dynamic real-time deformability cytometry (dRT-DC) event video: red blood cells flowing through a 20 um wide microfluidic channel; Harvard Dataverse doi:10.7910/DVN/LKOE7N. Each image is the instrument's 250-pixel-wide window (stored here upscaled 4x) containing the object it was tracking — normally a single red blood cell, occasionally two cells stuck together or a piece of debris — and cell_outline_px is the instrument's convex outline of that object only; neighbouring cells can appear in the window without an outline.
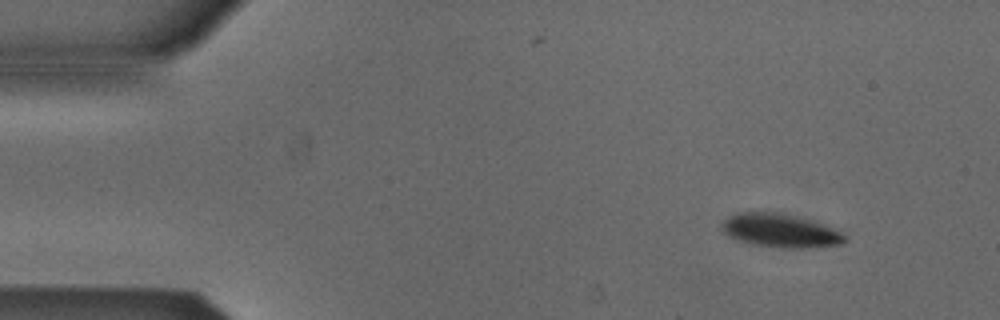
{"species": "Egyptian fruit bat (a non-hibernating species)", "species_latin": "Rousettus aegyptiacus", "temperature_condition": "cold", "stored_images_in_passage": 48, "camera_frame_rate_fps": 3000, "um_per_image_px": 0.085, "animal": {"sex": "male"}, "frame": {"image": 1, "passage_image": 1, "time_ms": 0.0, "image_size_px": [1000, 320], "cell_outline_px": [[848, 240], [840, 244], [812, 248], [776, 248], [752, 244], [736, 240], [728, 236], [720, 228], [724, 220], [728, 216], [736, 212], [776, 212], [796, 216], [820, 224], [840, 232]], "centroid_in_image_um": [66.25, 19.62], "position_along_channel_um": 18.7, "area_um2": 23.99}}
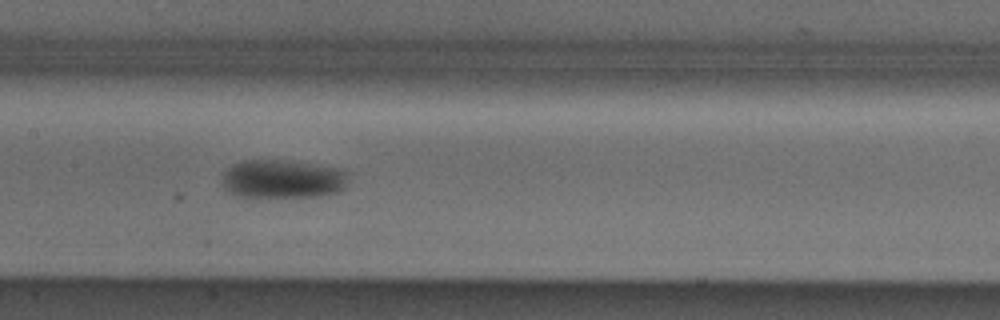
{"frame": {"image": 2, "passage_image": 21, "time_ms": 6.667, "image_size_px": [1000, 320], "cell_outline_px": [[348, 180], [344, 188], [340, 192], [320, 196], [252, 200], [228, 192], [220, 184], [224, 172], [232, 164], [244, 160], [280, 160], [344, 168], [348, 172]], "centroid_in_image_um": [24.01, 15.27], "position_along_channel_um": 183.4, "area_um2": 29.71}}
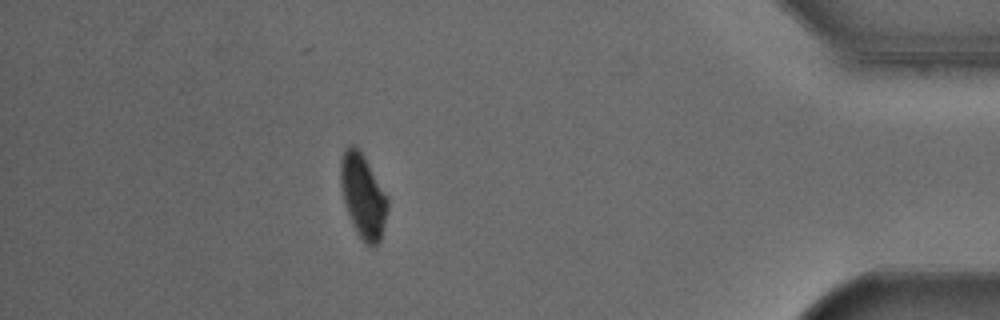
{"frame": {"image": 3, "passage_image": 42, "time_ms": 13.667, "image_size_px": [1000, 320], "cell_outline_px": [[388, 208], [380, 240], [372, 248], [364, 244], [356, 232], [352, 224], [340, 188], [340, 160], [348, 144], [356, 144], [360, 148], [388, 200]], "centroid_in_image_um": [30.83, 16.65], "position_along_channel_um": 404.4, "area_um2": 22.95}, "authors_computed_cell_mechanics": {"area_um2": 26.7903, "velocity_mm_per_s": 3.8629, "shape_relaxation_time_tau1_ms": 3.4733, "shape_relaxation_time_tau2_ms": null, "deformation_change_tau1": 0.0677, "deformation_change_tau2": null}}